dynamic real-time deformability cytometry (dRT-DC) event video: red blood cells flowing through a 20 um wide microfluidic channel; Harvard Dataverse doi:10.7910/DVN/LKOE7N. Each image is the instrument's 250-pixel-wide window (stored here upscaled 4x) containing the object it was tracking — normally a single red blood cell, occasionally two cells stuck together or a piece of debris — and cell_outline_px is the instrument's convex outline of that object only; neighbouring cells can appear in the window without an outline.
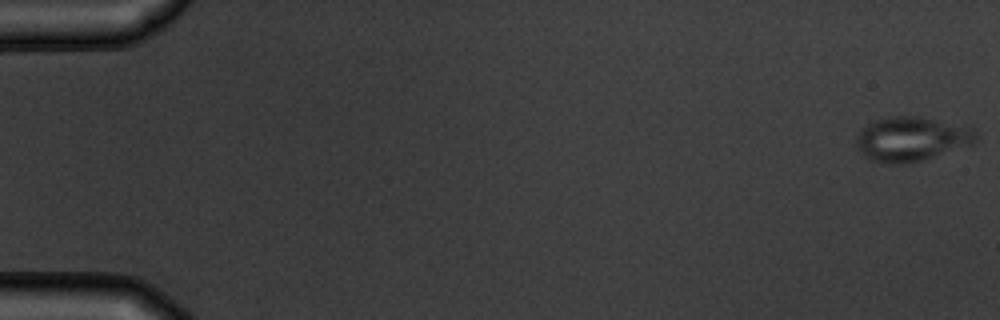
{"species": "common noctule bat (a hibernating species)", "species_latin": "Nyctalus noctula", "temperature_condition": "warm", "stored_images_in_passage": 5, "camera_frame_rate_fps": 3000, "um_per_image_px": 0.085, "animal": {"sex": "male", "body_mass_g": 19.5, "forearm_length_mm": 54.6}, "frame": {"image": 1, "passage_image": 1, "time_ms": 0.0, "image_size_px": [1000, 320], "cell_outline_px": [[980, 136], [976, 144], [924, 160], [904, 164], [888, 164], [872, 160], [856, 144], [856, 136], [868, 124], [876, 120], [892, 116], [920, 116], [972, 124], [976, 128]], "centroid_in_image_um": [77.68, 11.78], "position_along_channel_um": 7.3, "area_um2": 31.85}}